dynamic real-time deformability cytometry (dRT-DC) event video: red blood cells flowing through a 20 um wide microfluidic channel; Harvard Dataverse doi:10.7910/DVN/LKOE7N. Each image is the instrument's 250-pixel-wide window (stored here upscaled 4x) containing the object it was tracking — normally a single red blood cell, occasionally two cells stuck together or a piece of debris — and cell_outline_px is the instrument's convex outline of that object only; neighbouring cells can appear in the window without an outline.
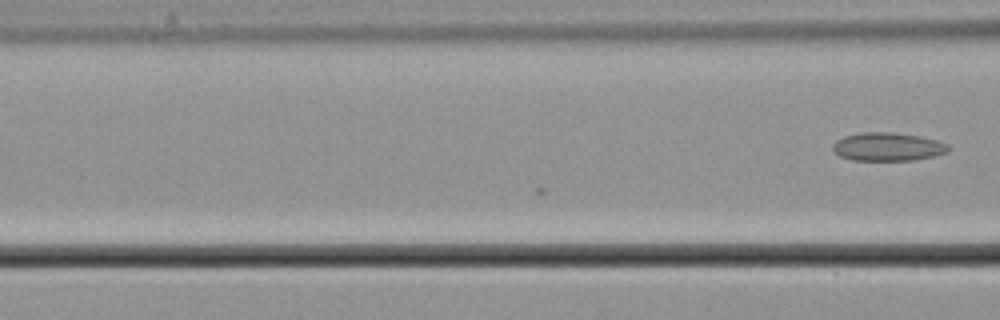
{"species": "common noctule bat (a hibernating species)", "species_latin": "Nyctalus noctula", "temperature_condition": "cold", "stored_images_in_passage": 10, "camera_frame_rate_fps": 3000, "um_per_image_px": 0.085, "animal": {"sex": "male", "body_mass_g": 21.5, "forearm_length_mm": 52.0}, "frame": {"image": 1, "passage_image": 10, "time_ms": 3.0, "image_size_px": [1000, 320], "cell_outline_px": [[948, 152], [936, 156], [912, 160], [852, 160], [840, 156], [832, 148], [832, 144], [836, 140], [844, 136], [864, 132], [892, 132], [920, 136], [936, 140], [948, 144]], "centroid_in_image_um": [75.46, 12.47], "position_along_channel_um": 91.1, "area_um2": 19.07}}